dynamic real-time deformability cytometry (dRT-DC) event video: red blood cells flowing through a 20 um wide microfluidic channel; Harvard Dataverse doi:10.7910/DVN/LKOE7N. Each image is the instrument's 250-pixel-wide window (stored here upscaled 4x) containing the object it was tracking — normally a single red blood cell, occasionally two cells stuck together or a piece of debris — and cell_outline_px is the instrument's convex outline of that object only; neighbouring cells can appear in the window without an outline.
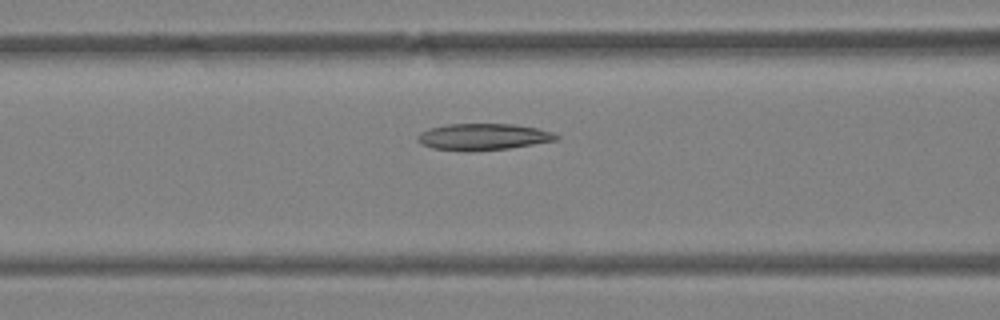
{"species": "Egyptian fruit bat (a non-hibernating species)", "species_latin": "Rousettus aegyptiacus", "temperature_condition": "warm", "stored_images_in_passage": 34, "camera_frame_rate_fps": 3000, "um_per_image_px": 0.085, "animal": {"sex": "female"}, "frame": {"image": 1, "passage_image": 7, "time_ms": 2.0, "image_size_px": [1000, 320], "cell_outline_px": [[560, 140], [508, 148], [468, 152], [432, 148], [420, 144], [416, 140], [416, 136], [420, 132], [428, 128], [444, 124], [512, 124], [536, 128], [552, 132], [560, 136]], "centroid_in_image_um": [41.02, 11.63], "position_along_channel_um": 125.6, "area_um2": 21.73}}
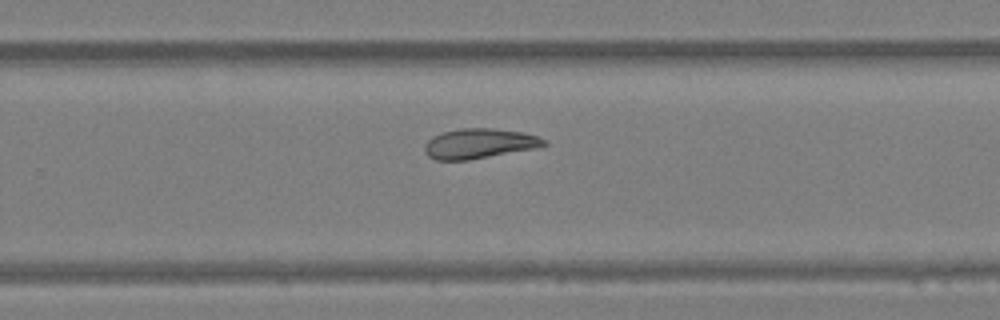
{"frame": {"image": 2, "passage_image": 18, "time_ms": 5.667, "image_size_px": [1000, 320], "cell_outline_px": [[548, 144], [532, 148], [468, 160], [436, 160], [428, 156], [424, 152], [424, 148], [428, 140], [432, 136], [444, 132], [464, 128], [492, 128], [524, 132], [548, 140]], "centroid_in_image_um": [40.71, 12.19], "position_along_channel_um": 289.1, "area_um2": 20.58}}
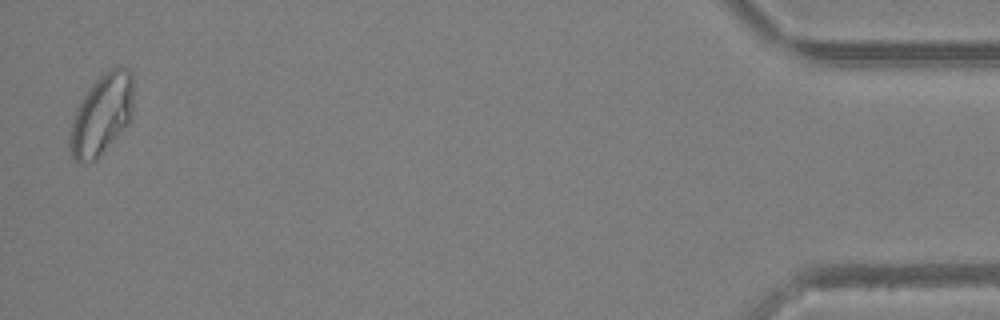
{"frame": {"image": 3, "passage_image": 33, "time_ms": 10.667, "image_size_px": [1000, 320], "cell_outline_px": [[132, 120], [96, 160], [76, 160], [72, 156], [68, 144], [68, 136], [76, 108], [92, 84], [104, 72], [112, 68], [128, 68], [132, 72]], "centroid_in_image_um": [8.64, 9.74], "position_along_channel_um": 426.6, "area_um2": 29.59}}